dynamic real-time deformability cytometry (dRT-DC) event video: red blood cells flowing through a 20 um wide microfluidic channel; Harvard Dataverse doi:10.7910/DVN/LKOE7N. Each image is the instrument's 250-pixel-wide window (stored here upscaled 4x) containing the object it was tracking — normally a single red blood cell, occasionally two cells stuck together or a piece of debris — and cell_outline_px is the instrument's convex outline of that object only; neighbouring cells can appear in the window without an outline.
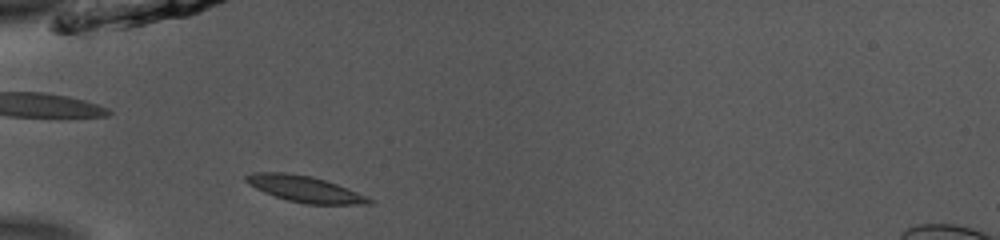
{"species": "common noctule bat (a hibernating species)", "species_latin": "Nyctalus noctula", "temperature_condition": "room temperature", "stored_images_in_passage": 37, "camera_frame_rate_fps": 3000, "um_per_image_px": 0.085, "animal": {"sex": "male", "body_mass_g": 13.0, "forearm_length_mm": 53.1}, "frame": {"image": 1, "passage_image": 2, "time_ms": 0.333, "image_size_px": [1000, 240], "cell_outline_px": [[376, 200], [372, 204], [304, 204], [288, 200], [264, 192], [248, 184], [244, 180], [244, 176], [252, 172], [284, 172], [312, 176], [336, 184], [368, 196]], "centroid_in_image_um": [25.92, 16.06], "position_along_channel_um": 59.1, "area_um2": 18.79}}
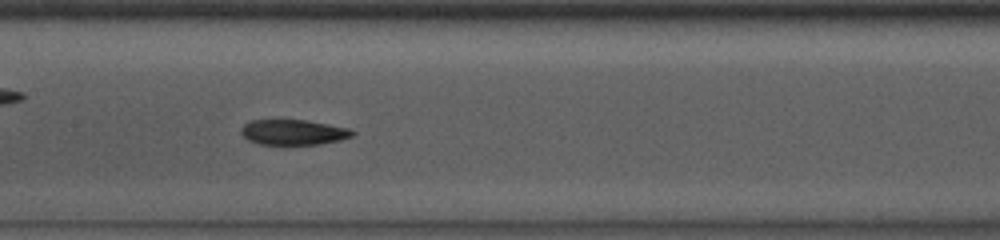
{"frame": {"image": 2, "passage_image": 12, "time_ms": 3.667, "image_size_px": [1000, 240], "cell_outline_px": [[356, 132], [352, 136], [340, 140], [320, 144], [284, 148], [260, 144], [248, 140], [240, 132], [240, 128], [244, 124], [252, 120], [304, 120], [328, 124], [348, 128]], "centroid_in_image_um": [24.9, 11.29], "position_along_channel_um": 182.5, "area_um2": 17.17}}
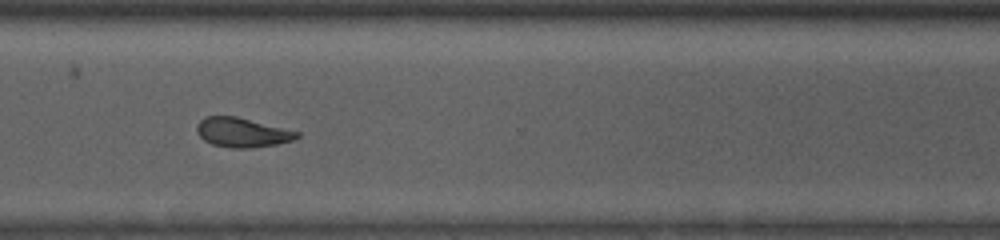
{"frame": {"image": 3, "passage_image": 25, "time_ms": 8.0, "image_size_px": [1000, 240], "cell_outline_px": [[300, 136], [292, 140], [276, 144], [248, 148], [232, 148], [212, 144], [204, 140], [196, 132], [196, 124], [204, 116], [236, 116], [300, 132]], "centroid_in_image_um": [20.55, 11.25], "position_along_channel_um": 350.1, "area_um2": 17.11}, "authors_computed_cell_mechanics": {"area_um2": 17.7446, "velocity_mm_per_s": 3.8733, "shape_relaxation_time_tau1_ms": 7.7129, "shape_relaxation_time_tau2_ms": 3.582, "deformation_change_tau1": 0.1785, "deformation_change_tau2": 0.0878}}